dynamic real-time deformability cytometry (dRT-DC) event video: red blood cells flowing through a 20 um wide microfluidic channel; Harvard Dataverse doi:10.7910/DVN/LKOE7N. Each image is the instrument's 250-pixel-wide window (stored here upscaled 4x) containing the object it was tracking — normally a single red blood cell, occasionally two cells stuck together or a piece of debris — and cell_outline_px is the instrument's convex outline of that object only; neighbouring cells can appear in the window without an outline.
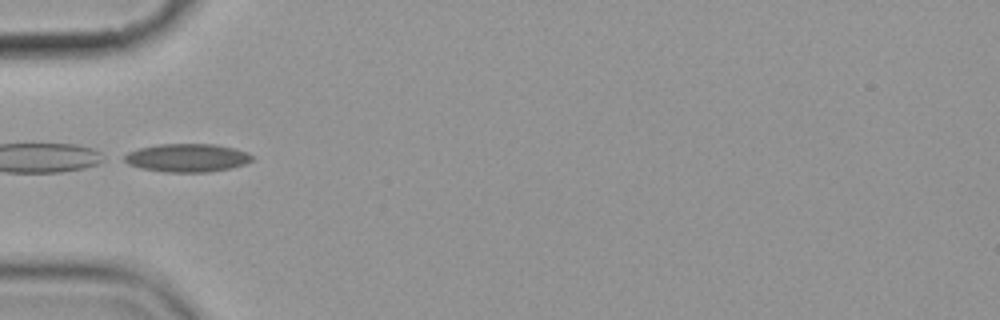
{"species": "common noctule bat (a hibernating species)", "species_latin": "Nyctalus noctula", "temperature_condition": "cold", "stored_images_in_passage": 8, "camera_frame_rate_fps": 3000, "um_per_image_px": 0.085, "animal": {"sex": "female", "body_mass_g": 19.9}, "frame": {"image": 1, "passage_image": 2, "time_ms": 1.333, "image_size_px": [1000, 320], "cell_outline_px": [[252, 160], [244, 164], [228, 168], [208, 172], [164, 172], [140, 168], [128, 164], [120, 160], [128, 152], [140, 148], [160, 144], [216, 144], [248, 152], [252, 156]], "centroid_in_image_um": [15.86, 13.41], "position_along_channel_um": 69.1, "area_um2": 20.98}}
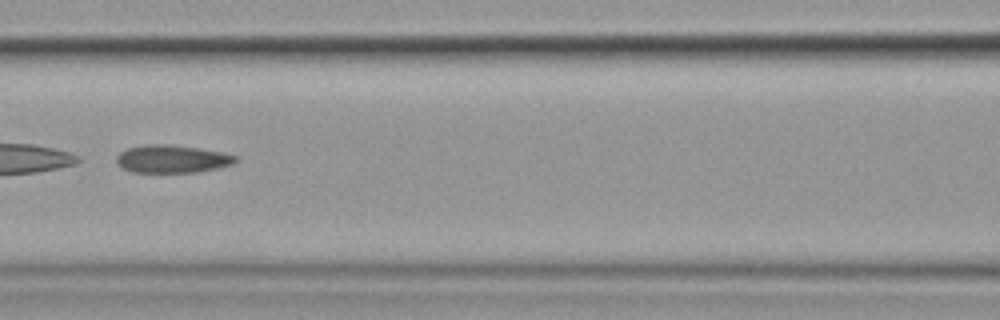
{"frame": {"image": 2, "passage_image": 4, "time_ms": 3.667, "image_size_px": [1000, 320], "cell_outline_px": [[240, 160], [236, 164], [196, 172], [132, 172], [116, 164], [116, 156], [120, 152], [128, 148], [144, 144], [168, 144], [200, 148], [220, 152], [236, 156]], "centroid_in_image_um": [14.64, 13.5], "position_along_channel_um": 152.0, "area_um2": 19.42}}
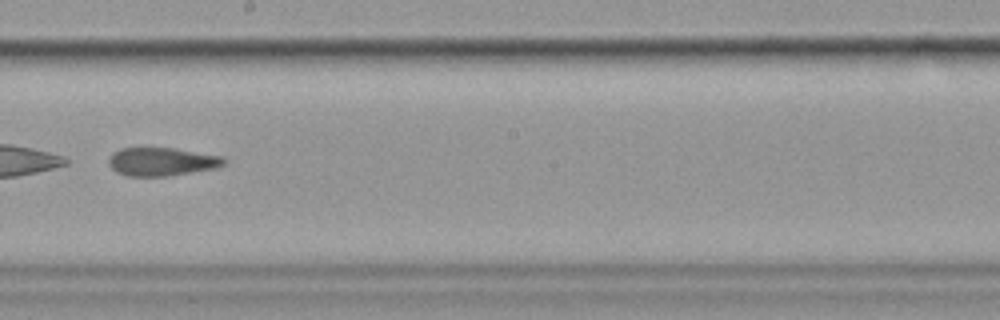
{"frame": {"image": 3, "passage_image": 6, "time_ms": 6.0, "image_size_px": [1000, 320], "cell_outline_px": [[228, 164], [216, 168], [168, 176], [128, 176], [116, 172], [108, 164], [108, 156], [112, 152], [120, 148], [176, 148], [224, 156], [228, 160]], "centroid_in_image_um": [13.79, 13.73], "position_along_channel_um": 234.4, "area_um2": 19.42}}